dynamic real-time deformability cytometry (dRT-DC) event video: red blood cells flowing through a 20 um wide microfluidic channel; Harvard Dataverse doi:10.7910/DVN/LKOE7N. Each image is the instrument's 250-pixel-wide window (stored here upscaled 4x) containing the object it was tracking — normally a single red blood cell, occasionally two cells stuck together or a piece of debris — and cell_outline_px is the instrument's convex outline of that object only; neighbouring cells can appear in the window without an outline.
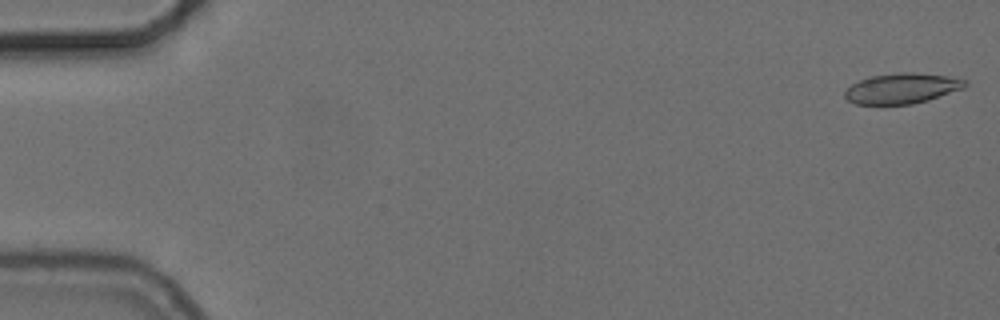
{"species": "common noctule bat (a hibernating species)", "species_latin": "Nyctalus noctula", "temperature_condition": "cold", "stored_images_in_passage": 29, "camera_frame_rate_fps": 3000, "um_per_image_px": 0.085, "animal": {"sex": "female", "body_mass_g": 24.6, "forearm_length_mm": 56.2}, "frame": {"image": 1, "passage_image": 1, "time_ms": 0.0, "image_size_px": [1000, 320], "cell_outline_px": [[968, 84], [964, 88], [928, 100], [912, 104], [856, 104], [848, 100], [844, 96], [844, 92], [852, 84], [860, 80], [872, 76], [900, 72], [912, 72], [948, 76], [968, 80]], "centroid_in_image_um": [76.69, 7.51], "position_along_channel_um": 8.3, "area_um2": 21.21}}
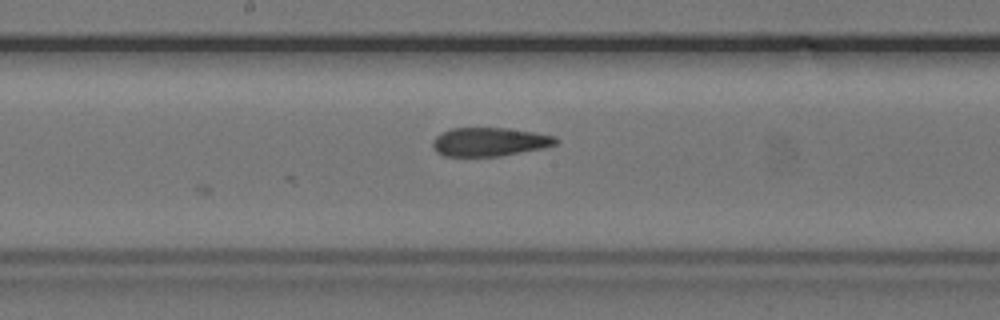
{"frame": {"image": 2, "passage_image": 29, "time_ms": 9.333, "image_size_px": [1000, 320], "cell_outline_px": [[560, 140], [556, 144], [544, 148], [500, 156], [444, 156], [436, 152], [432, 144], [432, 140], [440, 132], [452, 128], [508, 128], [556, 136]], "centroid_in_image_um": [41.6, 12.05], "position_along_channel_um": 206.6, "area_um2": 20.69}}